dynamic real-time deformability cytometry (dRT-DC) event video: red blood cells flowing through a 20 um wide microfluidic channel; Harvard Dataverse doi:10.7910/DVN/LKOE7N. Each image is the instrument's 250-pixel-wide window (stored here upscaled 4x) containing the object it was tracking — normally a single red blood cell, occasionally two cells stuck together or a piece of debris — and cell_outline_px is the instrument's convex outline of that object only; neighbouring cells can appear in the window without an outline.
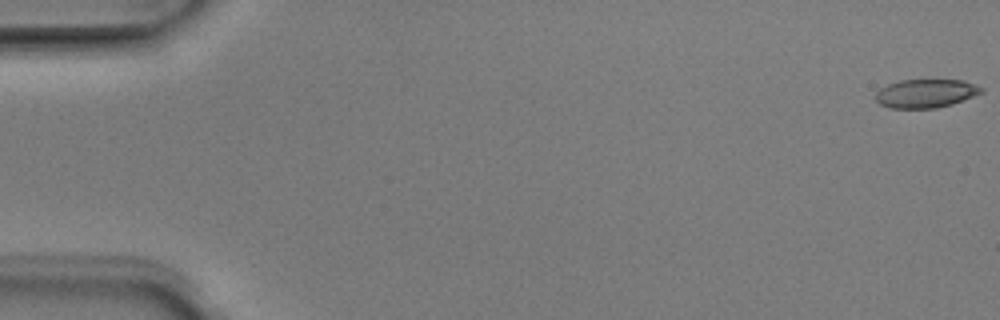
{"species": "Egyptian fruit bat (a non-hibernating species)", "species_latin": "Rousettus aegyptiacus", "temperature_condition": "room temperature", "stored_images_in_passage": 4, "camera_frame_rate_fps": 3000, "um_per_image_px": 0.085, "animal": {"sex": "male"}, "frame": {"image": 1, "passage_image": 1, "time_ms": 0.0, "image_size_px": [1000, 320], "cell_outline_px": [[984, 92], [952, 104], [936, 108], [888, 108], [880, 104], [876, 100], [876, 92], [880, 88], [888, 84], [900, 80], [964, 80], [976, 84], [984, 88]], "centroid_in_image_um": [78.71, 7.94], "position_along_channel_um": 6.3, "area_um2": 17.69}}
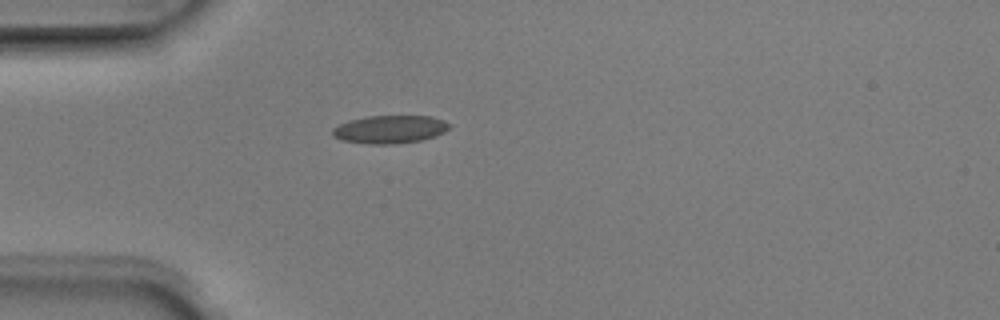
{"frame": {"image": 2, "passage_image": 4, "time_ms": 1.0, "image_size_px": [1000, 320], "cell_outline_px": [[452, 124], [444, 132], [436, 136], [420, 140], [392, 144], [368, 144], [344, 140], [332, 136], [332, 128], [348, 120], [368, 116], [432, 116], [444, 120]], "centroid_in_image_um": [33.15, 10.98], "position_along_channel_um": 51.9, "area_um2": 19.07}}